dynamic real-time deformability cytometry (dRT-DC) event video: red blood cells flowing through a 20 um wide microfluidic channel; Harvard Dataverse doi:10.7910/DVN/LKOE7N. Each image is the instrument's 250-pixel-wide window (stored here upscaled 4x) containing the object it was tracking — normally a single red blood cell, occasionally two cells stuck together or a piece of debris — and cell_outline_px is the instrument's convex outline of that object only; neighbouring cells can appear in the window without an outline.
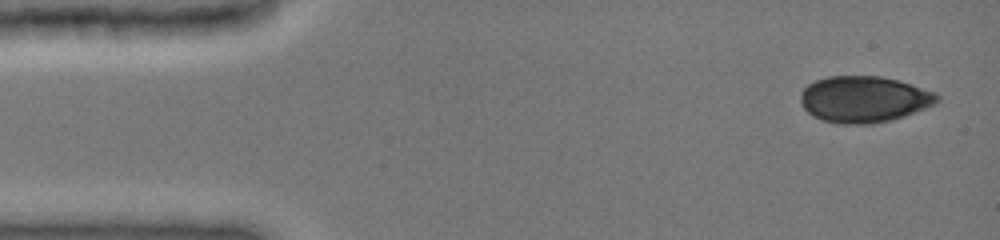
{"species": "common noctule bat (a hibernating species)", "species_latin": "Nyctalus noctula", "temperature_condition": "cold", "stored_images_in_passage": 9, "camera_frame_rate_fps": 3000, "um_per_image_px": 0.085, "animal": {"sex": "female", "body_mass_g": 19.0, "forearm_length_mm": 51.5}, "frame": {"image": 1, "passage_image": 1, "time_ms": 0.0, "image_size_px": [1000, 240], "cell_outline_px": [[940, 100], [936, 104], [904, 116], [872, 124], [840, 124], [824, 120], [812, 116], [804, 108], [800, 100], [800, 92], [808, 84], [816, 80], [828, 76], [880, 76], [896, 80], [936, 92], [940, 96]], "centroid_in_image_um": [73.43, 8.43], "position_along_channel_um": 11.6, "area_um2": 36.88}}